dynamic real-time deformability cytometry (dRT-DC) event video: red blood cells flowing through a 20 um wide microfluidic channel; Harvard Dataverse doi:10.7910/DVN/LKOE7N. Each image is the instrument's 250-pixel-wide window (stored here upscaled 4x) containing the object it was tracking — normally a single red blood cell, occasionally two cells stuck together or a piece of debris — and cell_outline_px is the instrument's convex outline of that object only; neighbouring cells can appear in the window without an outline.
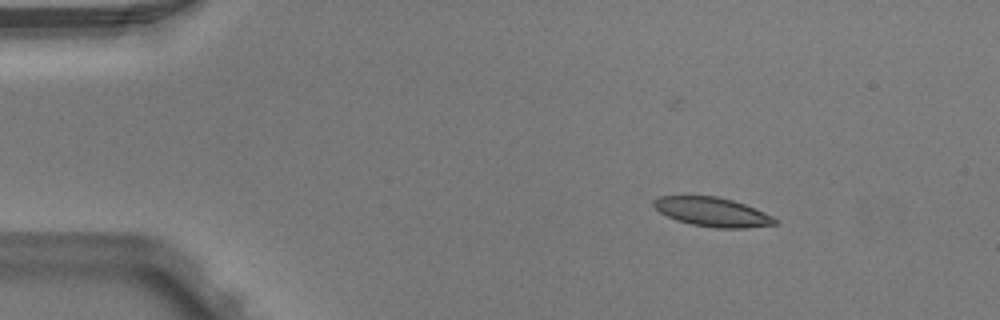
{"species": "Egyptian fruit bat (a non-hibernating species)", "species_latin": "Rousettus aegyptiacus", "temperature_condition": "warm", "stored_images_in_passage": 2, "camera_frame_rate_fps": 3000, "um_per_image_px": 0.085, "animal": {"sex": "male"}, "frame": {"image": 1, "passage_image": 2, "time_ms": 0.333, "image_size_px": [1000, 320], "cell_outline_px": [[776, 224], [744, 228], [716, 228], [692, 224], [676, 220], [660, 212], [652, 204], [652, 200], [660, 196], [716, 196], [732, 200], [744, 204], [764, 212], [772, 216], [776, 220]], "centroid_in_image_um": [60.52, 18.01], "position_along_channel_um": 24.5, "area_um2": 20.35}}